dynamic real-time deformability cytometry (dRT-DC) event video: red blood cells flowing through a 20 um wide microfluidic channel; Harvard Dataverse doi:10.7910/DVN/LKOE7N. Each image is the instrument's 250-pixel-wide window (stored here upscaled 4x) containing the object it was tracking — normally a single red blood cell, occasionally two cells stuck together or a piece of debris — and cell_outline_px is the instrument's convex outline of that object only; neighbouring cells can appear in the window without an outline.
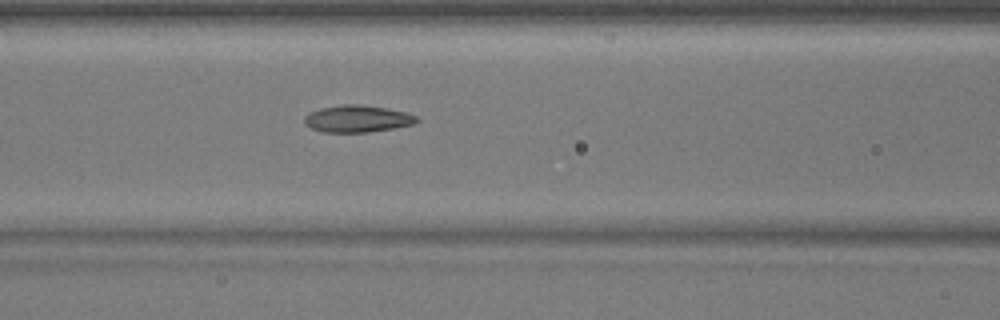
{"species": "common noctule bat (a hibernating species)", "species_latin": "Nyctalus noctula", "temperature_condition": "warm", "stored_images_in_passage": 51, "camera_frame_rate_fps": 3000, "um_per_image_px": 0.085, "animal": {"sex": "male", "body_mass_g": 17.9}, "frame": {"image": 1, "passage_image": 22, "time_ms": 7.0, "image_size_px": [1000, 320], "cell_outline_px": [[420, 120], [412, 124], [392, 128], [368, 132], [324, 132], [312, 128], [304, 124], [304, 116], [308, 112], [320, 108], [344, 104], [356, 104], [388, 108], [404, 112], [416, 116]], "centroid_in_image_um": [30.33, 10.09], "position_along_channel_um": 136.3, "area_um2": 17.57}}
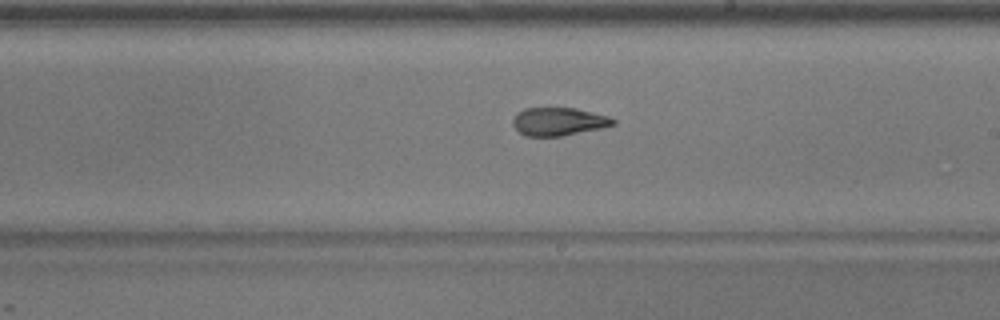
{"frame": {"image": 2, "passage_image": 30, "time_ms": 9.667, "image_size_px": [1000, 320], "cell_outline_px": [[616, 124], [604, 128], [560, 136], [524, 136], [512, 124], [512, 120], [516, 112], [524, 108], [576, 108], [608, 116], [616, 120]], "centroid_in_image_um": [47.48, 10.33], "position_along_channel_um": 241.5, "area_um2": 16.53}}